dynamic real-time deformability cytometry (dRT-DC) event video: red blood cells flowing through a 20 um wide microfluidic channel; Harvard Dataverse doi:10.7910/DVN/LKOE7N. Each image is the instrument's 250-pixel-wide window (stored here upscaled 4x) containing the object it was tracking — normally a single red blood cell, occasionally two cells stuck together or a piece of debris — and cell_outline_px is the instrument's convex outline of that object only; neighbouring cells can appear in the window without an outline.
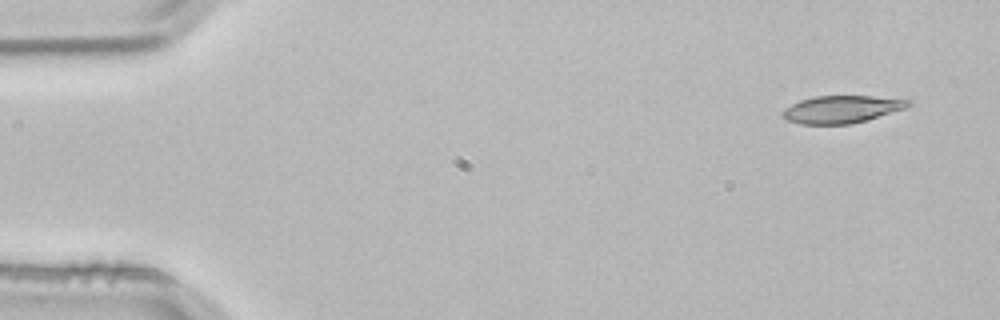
{"species": "common noctule bat (a hibernating species)", "species_latin": "Nyctalus noctula", "temperature_condition": "room temperature", "stored_images_in_passage": 3, "camera_frame_rate_fps": 3000, "um_per_image_px": 0.085, "animal": {"sex": "male", "body_mass_g": 21.5, "forearm_length_mm": 52.0}, "frame": {"image": 1, "passage_image": 1, "time_ms": 0.0, "image_size_px": [1000, 320], "cell_outline_px": [[912, 104], [904, 108], [868, 120], [852, 124], [800, 124], [788, 120], [780, 116], [780, 112], [784, 108], [800, 100], [816, 96], [872, 96], [912, 100]], "centroid_in_image_um": [71.51, 9.29], "position_along_channel_um": 13.5, "area_um2": 20.17}}
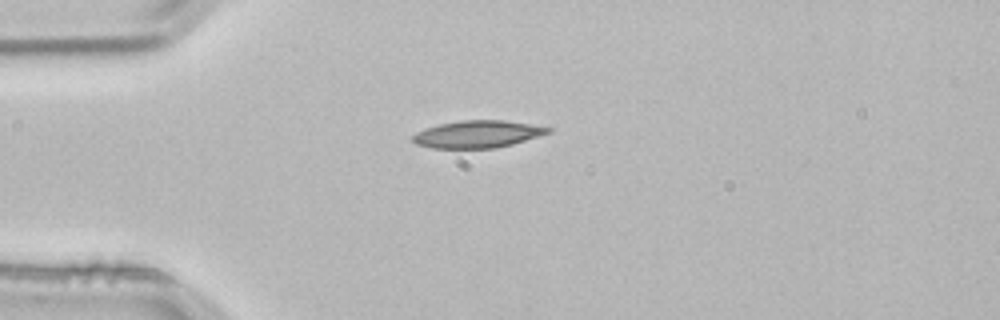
{"frame": {"image": 2, "passage_image": 3, "time_ms": 0.667, "image_size_px": [1000, 320], "cell_outline_px": [[552, 132], [512, 144], [496, 148], [432, 148], [416, 144], [412, 140], [412, 136], [416, 132], [424, 128], [440, 124], [460, 120], [504, 120], [552, 128]], "centroid_in_image_um": [40.57, 11.4], "position_along_channel_um": 44.4, "area_um2": 21.44}}